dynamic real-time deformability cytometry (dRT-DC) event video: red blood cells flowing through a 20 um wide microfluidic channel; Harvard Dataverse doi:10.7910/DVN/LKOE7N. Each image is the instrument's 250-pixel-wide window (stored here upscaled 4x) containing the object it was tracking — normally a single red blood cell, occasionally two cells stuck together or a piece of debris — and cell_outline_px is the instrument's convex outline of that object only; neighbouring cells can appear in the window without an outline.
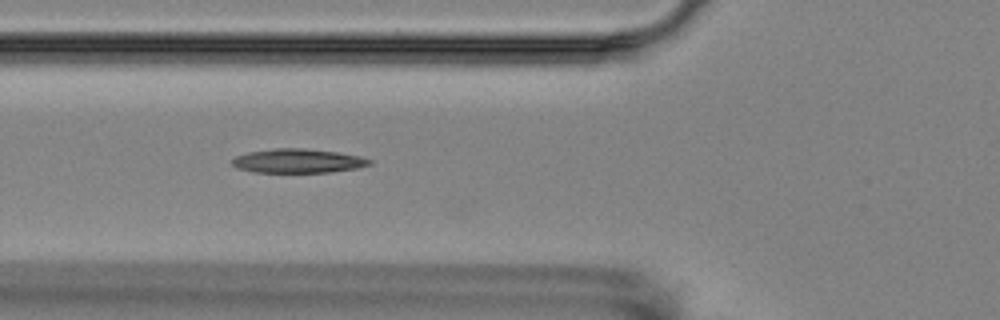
{"species": "Egyptian fruit bat (a non-hibernating species)", "species_latin": "Rousettus aegyptiacus", "temperature_condition": "room temperature", "stored_images_in_passage": 4, "camera_frame_rate_fps": 3000, "um_per_image_px": 0.085, "animal": {"sex": "female"}, "frame": {"image": 1, "passage_image": 3, "time_ms": 2.333, "image_size_px": [1000, 320], "cell_outline_px": [[372, 164], [356, 168], [332, 172], [252, 172], [236, 168], [232, 164], [232, 160], [236, 156], [248, 152], [276, 148], [304, 148], [336, 152], [360, 156], [372, 160]], "centroid_in_image_um": [25.32, 13.68], "position_along_channel_um": 100.5, "area_um2": 19.25}}